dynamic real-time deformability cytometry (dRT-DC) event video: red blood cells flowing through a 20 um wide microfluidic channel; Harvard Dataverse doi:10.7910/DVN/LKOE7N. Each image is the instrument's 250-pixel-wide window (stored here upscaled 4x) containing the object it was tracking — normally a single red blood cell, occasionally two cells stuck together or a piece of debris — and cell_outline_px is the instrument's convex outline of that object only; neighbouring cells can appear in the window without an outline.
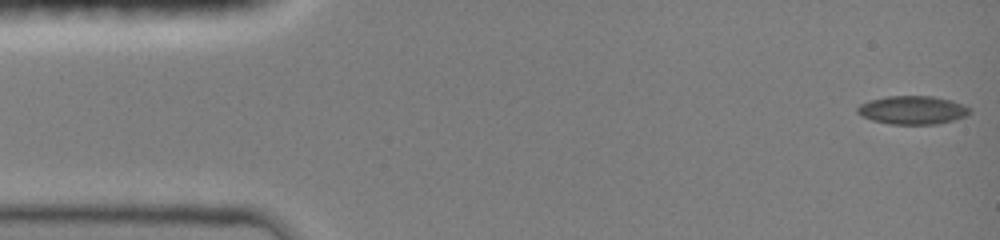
{"species": "common noctule bat (a hibernating species)", "species_latin": "Nyctalus noctula", "temperature_condition": "room temperature", "stored_images_in_passage": 47, "camera_frame_rate_fps": 3000, "um_per_image_px": 0.085, "animal": {"sex": "female", "body_mass_g": 19.0, "forearm_length_mm": 51.5}, "frame": {"image": 1, "passage_image": 1, "time_ms": 0.0, "image_size_px": [1000, 240], "cell_outline_px": [[972, 112], [968, 116], [936, 124], [888, 124], [872, 120], [856, 112], [856, 108], [860, 104], [868, 100], [888, 96], [932, 96], [952, 100], [964, 104], [972, 108]], "centroid_in_image_um": [77.6, 9.35], "position_along_channel_um": 7.4, "area_um2": 18.79}}
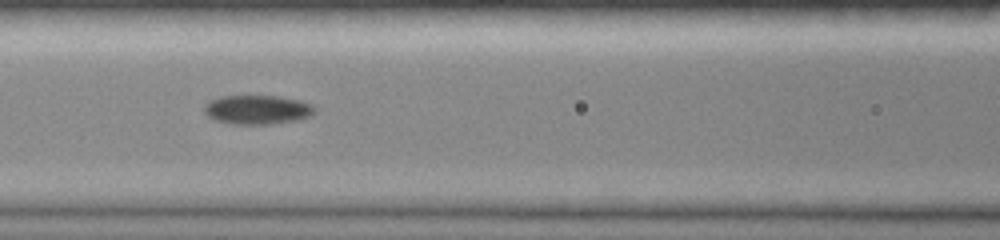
{"frame": {"image": 2, "passage_image": 20, "time_ms": 6.333, "image_size_px": [1000, 240], "cell_outline_px": [[316, 112], [312, 116], [300, 120], [272, 124], [232, 124], [216, 120], [208, 116], [204, 112], [204, 104], [208, 100], [220, 96], [280, 96], [300, 100], [312, 104], [316, 108]], "centroid_in_image_um": [21.91, 9.32], "position_along_channel_um": 144.7, "area_um2": 19.13}}
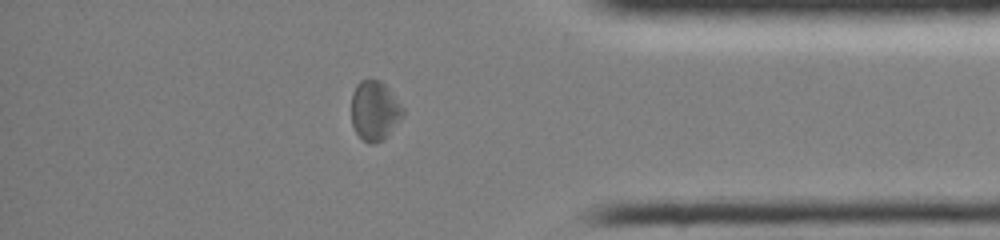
{"frame": {"image": 3, "passage_image": 40, "time_ms": 13.0, "image_size_px": [1000, 240], "cell_outline_px": [[404, 116], [384, 140], [372, 144], [368, 144], [356, 132], [352, 124], [352, 92], [356, 84], [360, 80], [368, 76], [380, 80], [388, 88], [404, 108]], "centroid_in_image_um": [31.85, 9.37], "position_along_channel_um": 403.4, "area_um2": 18.26}}